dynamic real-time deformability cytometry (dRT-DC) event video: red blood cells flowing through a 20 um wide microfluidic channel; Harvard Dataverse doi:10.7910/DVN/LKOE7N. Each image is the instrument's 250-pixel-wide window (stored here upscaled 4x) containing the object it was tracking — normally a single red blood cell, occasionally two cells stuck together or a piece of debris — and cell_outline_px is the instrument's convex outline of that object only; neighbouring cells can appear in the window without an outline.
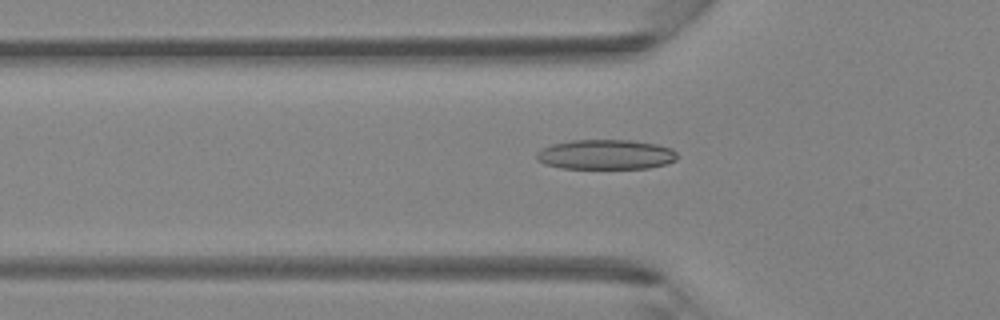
{"species": "Egyptian fruit bat (a non-hibernating species)", "species_latin": "Rousettus aegyptiacus", "temperature_condition": "room temperature", "stored_images_in_passage": 40, "camera_frame_rate_fps": 3000, "um_per_image_px": 0.085, "animal": {"sex": "female"}, "frame": {"image": 1, "passage_image": 12, "time_ms": 3.667, "image_size_px": [1000, 320], "cell_outline_px": [[676, 160], [664, 164], [648, 168], [560, 168], [544, 164], [536, 160], [536, 152], [540, 148], [552, 144], [572, 140], [632, 140], [656, 144], [672, 148], [676, 152]], "centroid_in_image_um": [51.44, 13.13], "position_along_channel_um": 74.4, "area_um2": 24.57}}
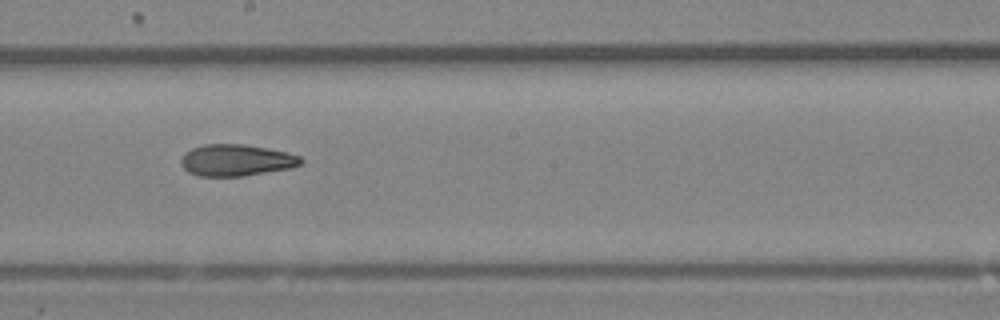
{"frame": {"image": 2, "passage_image": 22, "time_ms": 7.0, "image_size_px": [1000, 320], "cell_outline_px": [[304, 160], [300, 164], [288, 168], [244, 176], [200, 176], [188, 172], [184, 168], [180, 160], [184, 152], [192, 148], [204, 144], [244, 144], [288, 152], [300, 156]], "centroid_in_image_um": [20.06, 13.61], "position_along_channel_um": 228.1, "area_um2": 22.02}}
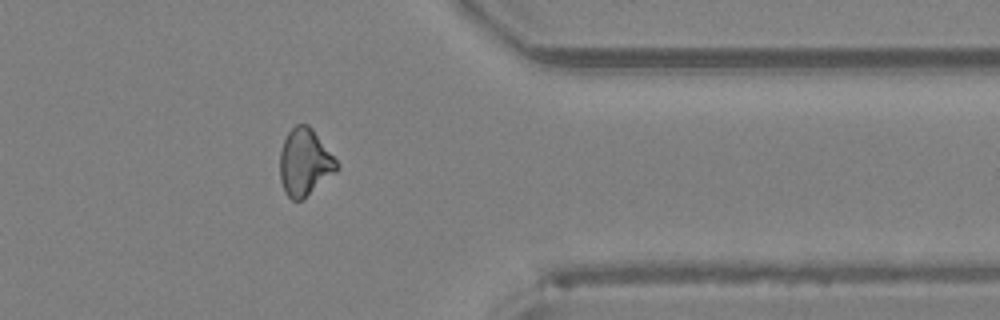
{"frame": {"image": 3, "passage_image": 33, "time_ms": 10.667, "image_size_px": [1000, 320], "cell_outline_px": [[340, 168], [336, 172], [300, 200], [292, 200], [284, 192], [280, 180], [280, 152], [284, 140], [288, 132], [296, 124], [308, 124], [312, 128], [340, 164]], "centroid_in_image_um": [25.9, 13.78], "position_along_channel_um": 385.5, "area_um2": 22.08}}